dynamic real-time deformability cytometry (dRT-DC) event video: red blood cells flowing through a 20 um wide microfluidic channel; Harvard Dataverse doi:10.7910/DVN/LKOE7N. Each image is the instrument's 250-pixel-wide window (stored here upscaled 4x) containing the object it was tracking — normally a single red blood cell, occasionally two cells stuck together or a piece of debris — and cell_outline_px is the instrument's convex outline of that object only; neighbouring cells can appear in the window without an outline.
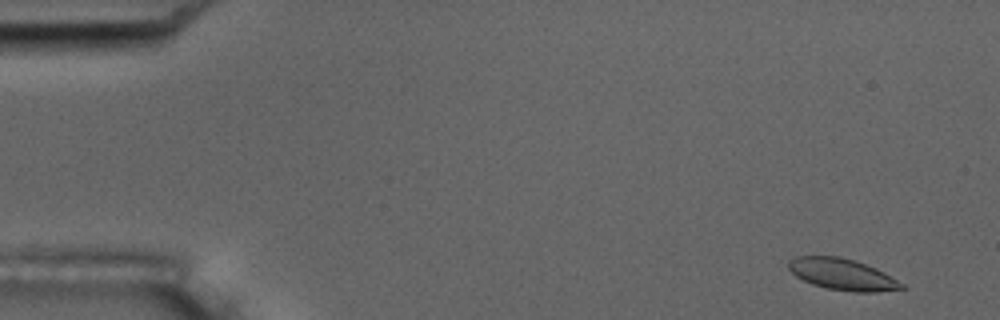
{"species": "common noctule bat (a hibernating species)", "species_latin": "Nyctalus noctula", "temperature_condition": "room temperature", "stored_images_in_passage": 7, "camera_frame_rate_fps": 3000, "um_per_image_px": 0.085, "animal": {"sex": "male", "body_mass_g": 17.5, "forearm_length_mm": 52.3}, "frame": {"image": 1, "passage_image": 2, "time_ms": 1.0, "image_size_px": [1000, 320], "cell_outline_px": [[908, 288], [876, 292], [852, 292], [828, 288], [812, 284], [796, 276], [788, 268], [788, 260], [796, 256], [840, 256], [856, 260], [876, 268], [884, 272], [904, 284]], "centroid_in_image_um": [71.62, 23.31], "position_along_channel_um": 13.4, "area_um2": 20.81}}
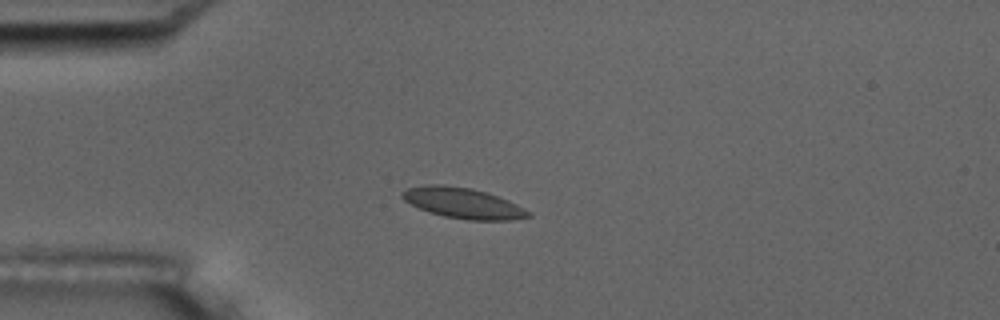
{"frame": {"image": 2, "passage_image": 5, "time_ms": 4.667, "image_size_px": [1000, 320], "cell_outline_px": [[532, 216], [512, 220], [468, 220], [444, 216], [428, 212], [404, 200], [400, 196], [400, 192], [408, 188], [424, 184], [444, 184], [472, 188], [508, 200], [532, 212]], "centroid_in_image_um": [39.34, 17.26], "position_along_channel_um": 45.7, "area_um2": 22.54}}